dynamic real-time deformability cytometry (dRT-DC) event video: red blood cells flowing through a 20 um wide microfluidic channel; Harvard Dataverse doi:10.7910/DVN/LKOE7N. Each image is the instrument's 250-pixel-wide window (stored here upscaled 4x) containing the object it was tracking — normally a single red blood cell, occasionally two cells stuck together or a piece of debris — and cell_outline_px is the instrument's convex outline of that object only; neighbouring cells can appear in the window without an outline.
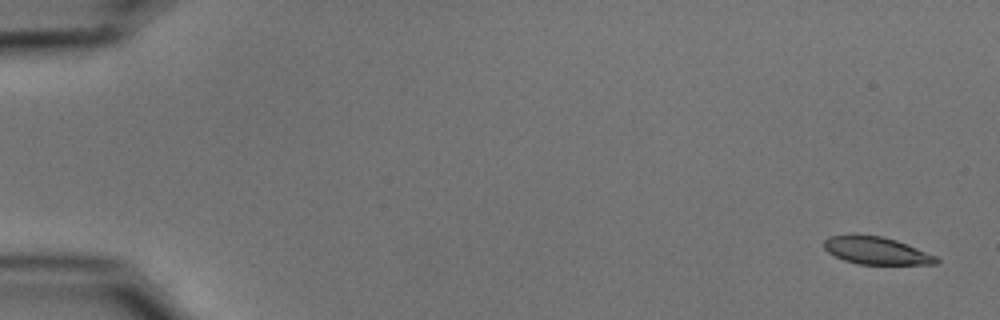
{"species": "common noctule bat (a hibernating species)", "species_latin": "Nyctalus noctula", "temperature_condition": "cold", "stored_images_in_passage": 54, "camera_frame_rate_fps": 3000, "um_per_image_px": 0.085, "animal": {"sex": "male", "body_mass_g": 15.6}, "frame": {"image": 1, "passage_image": 1, "time_ms": 0.0, "image_size_px": [1000, 320], "cell_outline_px": [[940, 260], [936, 264], [856, 264], [844, 260], [828, 252], [824, 248], [824, 240], [828, 236], [880, 236], [896, 240], [936, 256]], "centroid_in_image_um": [74.49, 21.33], "position_along_channel_um": 10.5, "area_um2": 17.51}}
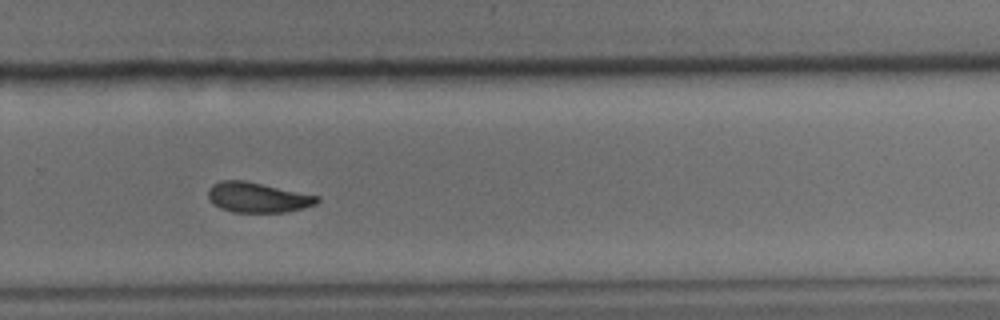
{"frame": {"image": 2, "passage_image": 37, "time_ms": 12.0, "image_size_px": [1000, 320], "cell_outline_px": [[320, 200], [316, 204], [304, 208], [284, 212], [232, 212], [220, 208], [208, 200], [208, 188], [212, 184], [220, 180], [244, 180], [320, 196]], "centroid_in_image_um": [21.88, 16.78], "position_along_channel_um": 307.9, "area_um2": 19.25}}
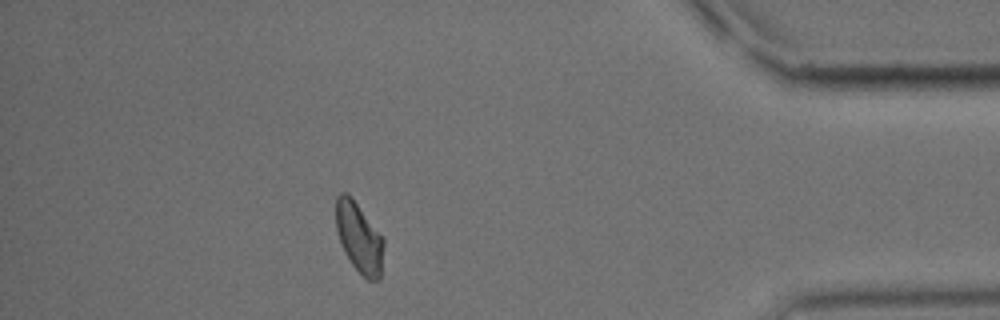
{"frame": {"image": 3, "passage_image": 48, "time_ms": 15.667, "image_size_px": [1000, 320], "cell_outline_px": [[384, 244], [380, 280], [368, 280], [352, 264], [344, 252], [336, 228], [336, 196], [340, 192], [348, 192], [384, 240]], "centroid_in_image_um": [30.51, 20.19], "position_along_channel_um": 404.7, "area_um2": 19.19}, "authors_computed_cell_mechanics": {"area_um2": 19.5942, "velocity_mm_per_s": 3.6827, "shape_relaxation_time_tau1_ms": 3.9576, "shape_relaxation_time_tau2_ms": 3.411, "deformation_change_tau1": 0.1282, "deformation_change_tau2": 0.0912}}